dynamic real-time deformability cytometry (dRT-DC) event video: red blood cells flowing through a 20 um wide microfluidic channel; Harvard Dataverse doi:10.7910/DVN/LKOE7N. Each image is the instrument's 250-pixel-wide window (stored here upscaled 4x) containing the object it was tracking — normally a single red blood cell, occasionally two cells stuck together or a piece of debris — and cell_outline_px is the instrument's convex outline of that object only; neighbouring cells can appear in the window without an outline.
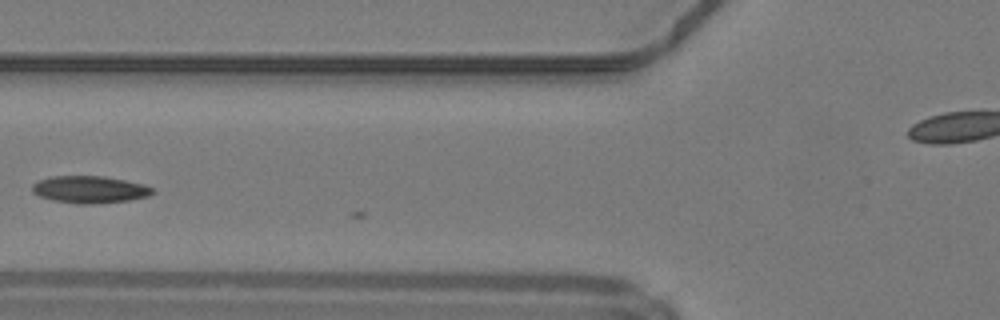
{"species": "common noctule bat (a hibernating species)", "species_latin": "Nyctalus noctula", "temperature_condition": "warm", "stored_images_in_passage": 5, "camera_frame_rate_fps": 3000, "um_per_image_px": 0.085, "animal": {"sex": "male", "body_mass_g": 19.2, "forearm_length_mm": 51.8}, "frame": {"image": 1, "passage_image": 3, "time_ms": 0.667, "image_size_px": [1000, 320], "cell_outline_px": [[156, 192], [148, 196], [132, 200], [92, 204], [80, 204], [56, 200], [40, 196], [32, 192], [32, 184], [40, 180], [52, 176], [104, 176], [144, 184], [152, 188]], "centroid_in_image_um": [7.66, 16.1], "position_along_channel_um": 118.1, "area_um2": 18.96}}